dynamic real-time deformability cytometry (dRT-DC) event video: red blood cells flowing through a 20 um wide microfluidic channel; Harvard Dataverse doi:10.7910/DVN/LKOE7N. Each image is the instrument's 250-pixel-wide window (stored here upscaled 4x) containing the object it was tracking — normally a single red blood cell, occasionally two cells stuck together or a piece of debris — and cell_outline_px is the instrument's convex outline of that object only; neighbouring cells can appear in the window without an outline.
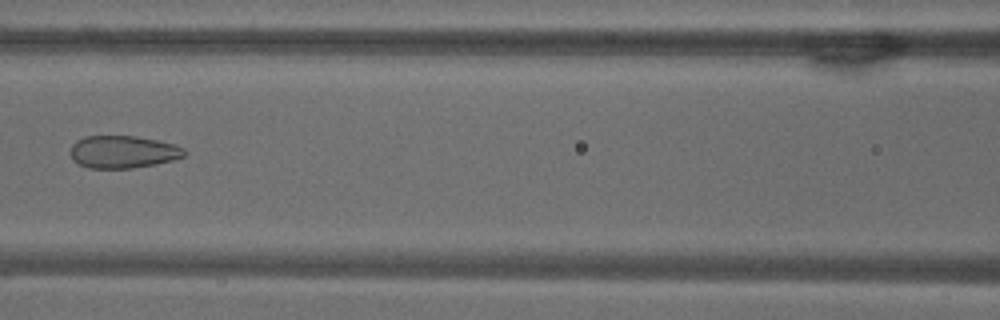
{"species": "common noctule bat (a hibernating species)", "species_latin": "Nyctalus noctula", "temperature_condition": "warm", "stored_images_in_passage": 5, "camera_frame_rate_fps": 3000, "um_per_image_px": 0.085, "animal": {"sex": "male", "body_mass_g": 18.8}, "frame": {"image": 1, "passage_image": 5, "time_ms": 1.333, "image_size_px": [1000, 320], "cell_outline_px": [[184, 156], [172, 160], [156, 164], [132, 168], [88, 168], [72, 160], [68, 152], [72, 144], [76, 140], [84, 136], [136, 136], [156, 140], [172, 144], [184, 148]], "centroid_in_image_um": [10.38, 12.91], "position_along_channel_um": 156.2, "area_um2": 21.62}}